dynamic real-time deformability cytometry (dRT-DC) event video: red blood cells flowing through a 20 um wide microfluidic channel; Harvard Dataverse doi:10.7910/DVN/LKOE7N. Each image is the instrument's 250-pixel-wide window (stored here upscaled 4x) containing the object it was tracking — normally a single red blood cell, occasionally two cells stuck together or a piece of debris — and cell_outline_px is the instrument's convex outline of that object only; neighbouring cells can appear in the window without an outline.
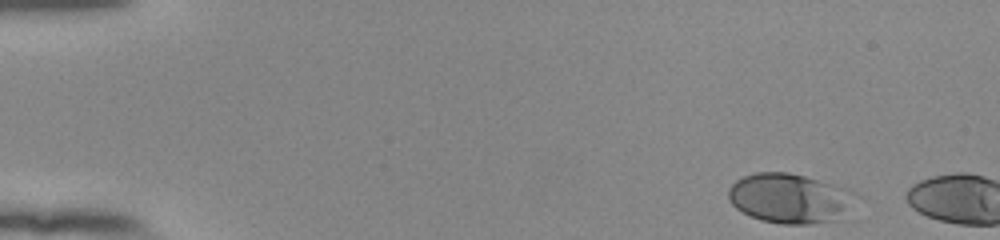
{"species": "human", "species_latin": "Homo sapiens", "temperature_condition": "room temperature", "stored_images_in_passage": 4, "camera_frame_rate_fps": 3000, "um_per_image_px": 0.085, "donor": {"sex": "female"}, "frame": {"image": 1, "passage_image": 1, "time_ms": 0.0, "image_size_px": [1000, 240], "cell_outline_px": [[852, 192], [832, 220], [812, 224], [780, 224], [760, 220], [736, 208], [728, 200], [728, 188], [736, 180], [744, 176], [756, 172], [788, 172], [804, 176]], "centroid_in_image_um": [66.86, 16.84], "position_along_channel_um": 18.1, "area_um2": 34.91}}